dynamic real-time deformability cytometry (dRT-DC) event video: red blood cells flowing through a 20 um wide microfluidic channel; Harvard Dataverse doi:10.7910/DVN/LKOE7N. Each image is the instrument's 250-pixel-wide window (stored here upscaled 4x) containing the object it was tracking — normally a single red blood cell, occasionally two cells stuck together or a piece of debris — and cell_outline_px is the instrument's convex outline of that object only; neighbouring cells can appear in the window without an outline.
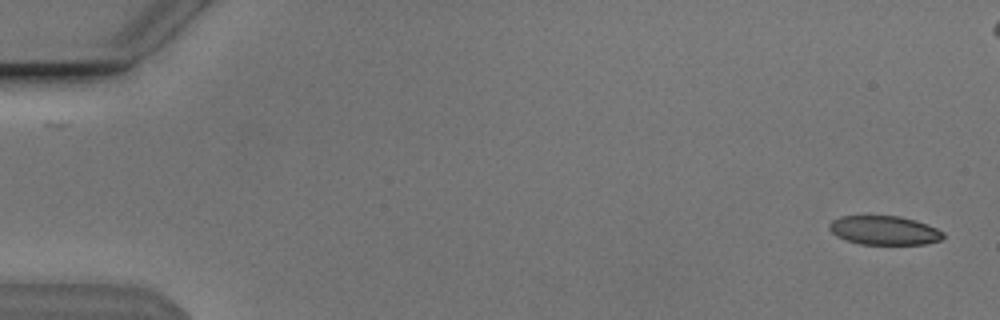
{"species": "Egyptian fruit bat (a non-hibernating species)", "species_latin": "Rousettus aegyptiacus", "temperature_condition": "cold", "stored_images_in_passage": 26, "camera_frame_rate_fps": 3000, "um_per_image_px": 0.085, "animal": {"sex": "male"}, "frame": {"image": 1, "passage_image": 1, "time_ms": 0.0, "image_size_px": [1000, 320], "cell_outline_px": [[944, 236], [940, 240], [924, 244], [860, 244], [836, 236], [828, 228], [828, 224], [832, 220], [840, 216], [900, 216], [916, 220], [928, 224], [944, 232]], "centroid_in_image_um": [75.16, 19.57], "position_along_channel_um": 9.8, "area_um2": 19.25}}
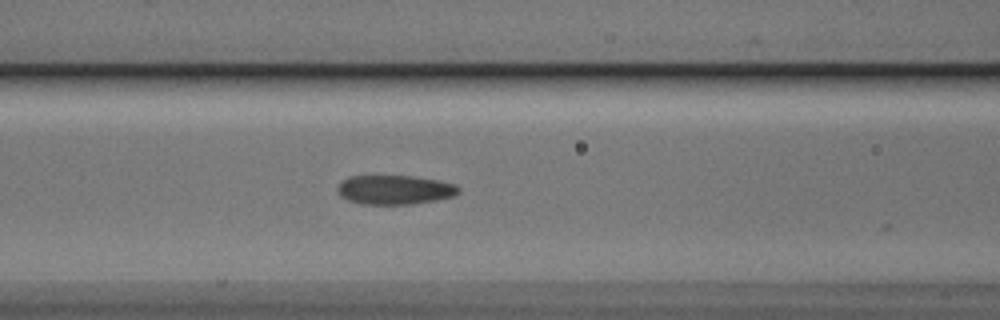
{"frame": {"image": 2, "passage_image": 22, "time_ms": 7.0, "image_size_px": [1000, 320], "cell_outline_px": [[460, 192], [452, 196], [436, 200], [412, 204], [360, 204], [348, 200], [340, 196], [336, 188], [348, 176], [412, 176], [436, 180], [452, 184], [460, 188]], "centroid_in_image_um": [33.52, 16.14], "position_along_channel_um": 133.1, "area_um2": 20.46}}
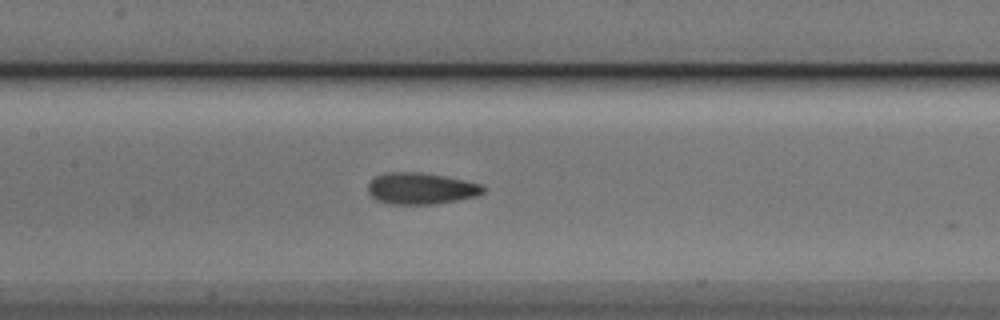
{"frame": {"image": 3, "passage_image": 25, "time_ms": 8.0, "image_size_px": [1000, 320], "cell_outline_px": [[484, 192], [480, 196], [436, 204], [388, 204], [376, 200], [368, 192], [368, 184], [376, 176], [384, 172], [420, 172], [444, 176], [464, 180], [480, 184], [484, 188]], "centroid_in_image_um": [35.78, 16.03], "position_along_channel_um": 171.6, "area_um2": 21.27}}